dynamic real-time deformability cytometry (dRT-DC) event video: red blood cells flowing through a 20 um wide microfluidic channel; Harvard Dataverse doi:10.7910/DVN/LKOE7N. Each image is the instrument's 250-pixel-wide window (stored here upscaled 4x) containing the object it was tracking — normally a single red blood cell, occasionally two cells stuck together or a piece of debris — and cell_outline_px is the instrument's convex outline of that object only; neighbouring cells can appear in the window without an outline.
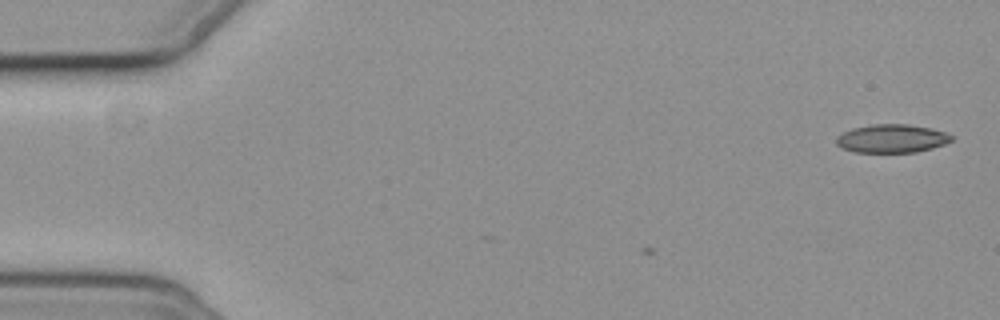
{"species": "common noctule bat (a hibernating species)", "species_latin": "Nyctalus noctula", "temperature_condition": "cold", "stored_images_in_passage": 3, "camera_frame_rate_fps": 3000, "um_per_image_px": 0.085, "animal": {"sex": "female", "body_mass_g": 19.3, "forearm_length_mm": 54.1}, "frame": {"image": 1, "passage_image": 3, "time_ms": 0.667, "image_size_px": [1000, 320], "cell_outline_px": [[956, 136], [952, 140], [944, 144], [932, 148], [916, 152], [852, 152], [840, 148], [836, 144], [836, 136], [852, 128], [872, 124], [908, 124], [932, 128]], "centroid_in_image_um": [75.79, 11.77], "position_along_channel_um": 9.2, "area_um2": 19.25}}